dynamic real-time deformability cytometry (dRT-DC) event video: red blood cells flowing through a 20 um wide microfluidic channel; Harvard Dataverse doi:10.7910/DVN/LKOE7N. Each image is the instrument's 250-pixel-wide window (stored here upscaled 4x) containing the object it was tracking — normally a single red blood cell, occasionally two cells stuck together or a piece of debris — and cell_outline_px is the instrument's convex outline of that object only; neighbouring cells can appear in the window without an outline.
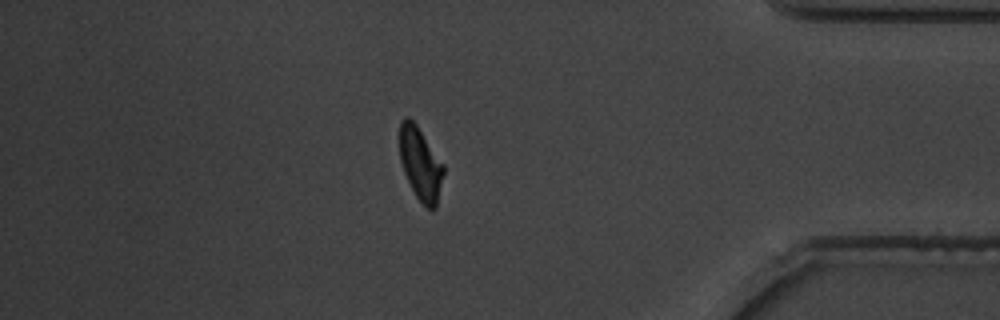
{"species": "common noctule bat (a hibernating species)", "species_latin": "Nyctalus noctula", "temperature_condition": "warm", "stored_images_in_passage": 57, "camera_frame_rate_fps": 3000, "um_per_image_px": 0.085, "animal": {"sex": "male", "body_mass_g": 19.5, "forearm_length_mm": 54.6}, "frame": {"image": 1, "passage_image": 49, "time_ms": 16.0, "image_size_px": [1000, 320], "cell_outline_px": [[444, 172], [436, 208], [428, 208], [416, 196], [404, 172], [400, 160], [400, 120], [404, 116], [408, 116], [416, 124], [444, 164]], "centroid_in_image_um": [35.74, 13.88], "position_along_channel_um": 399.5, "area_um2": 18.44}, "authors_computed_cell_mechanics": {"area_um2": 19.074, "velocity_mm_per_s": 3.6428, "shape_relaxation_time_tau1_ms": 2.7582, "shape_relaxation_time_tau2_ms": 1.7254, "deformation_change_tau1": 0.1641, "deformation_change_tau2": 0.0429}}